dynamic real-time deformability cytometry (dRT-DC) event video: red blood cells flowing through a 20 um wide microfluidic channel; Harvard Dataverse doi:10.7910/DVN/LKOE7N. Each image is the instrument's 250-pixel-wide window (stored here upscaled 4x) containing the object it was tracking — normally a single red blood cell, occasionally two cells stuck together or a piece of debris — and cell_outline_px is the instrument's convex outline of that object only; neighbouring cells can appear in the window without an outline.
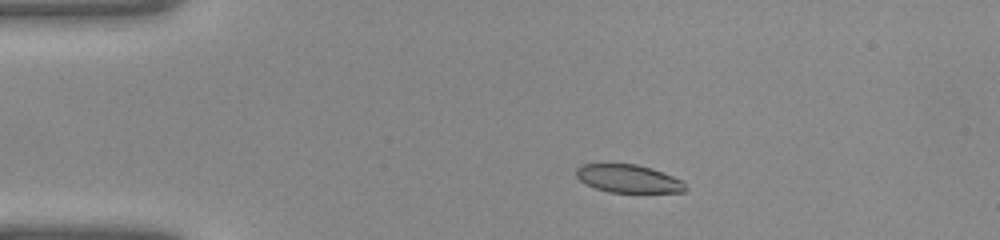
{"species": "common noctule bat (a hibernating species)", "species_latin": "Nyctalus noctula", "temperature_condition": "warm", "stored_images_in_passage": 34, "camera_frame_rate_fps": 3000, "um_per_image_px": 0.085, "animal": {"sex": "female", "body_mass_g": 22.0, "forearm_length_mm": 56.7}, "frame": {"image": 1, "passage_image": 1, "time_ms": 0.0, "image_size_px": [1000, 240], "cell_outline_px": [[688, 188], [684, 192], [608, 192], [596, 188], [580, 180], [576, 176], [576, 168], [584, 164], [636, 164], [652, 168], [684, 180]], "centroid_in_image_um": [53.47, 15.18], "position_along_channel_um": 31.5, "area_um2": 17.86}}
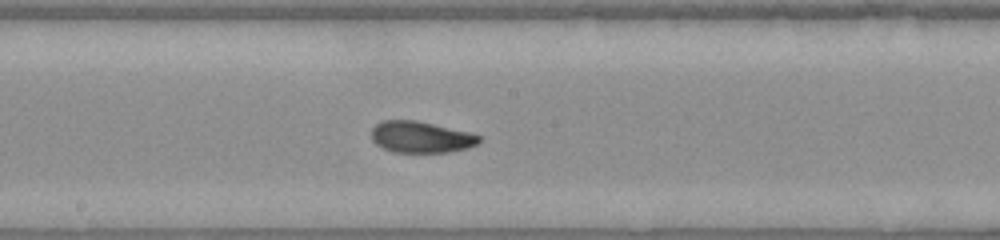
{"frame": {"image": 2, "passage_image": 15, "time_ms": 4.667, "image_size_px": [1000, 240], "cell_outline_px": [[480, 144], [468, 148], [448, 152], [392, 152], [380, 148], [372, 140], [372, 128], [376, 124], [384, 120], [412, 120], [432, 124], [468, 132], [480, 136]], "centroid_in_image_um": [35.76, 11.67], "position_along_channel_um": 212.4, "area_um2": 19.65}}
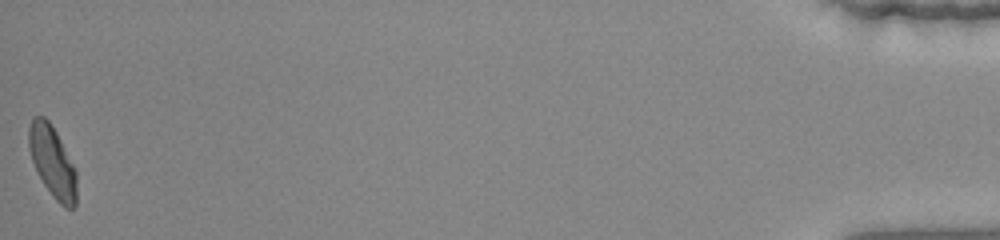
{"frame": {"image": 3, "passage_image": 34, "time_ms": 11.0, "image_size_px": [1000, 240], "cell_outline_px": [[76, 204], [72, 208], [64, 208], [52, 196], [36, 172], [28, 148], [28, 128], [32, 116], [44, 116], [48, 120], [56, 132], [76, 168]], "centroid_in_image_um": [4.44, 13.74], "position_along_channel_um": 430.8, "area_um2": 20.06}}